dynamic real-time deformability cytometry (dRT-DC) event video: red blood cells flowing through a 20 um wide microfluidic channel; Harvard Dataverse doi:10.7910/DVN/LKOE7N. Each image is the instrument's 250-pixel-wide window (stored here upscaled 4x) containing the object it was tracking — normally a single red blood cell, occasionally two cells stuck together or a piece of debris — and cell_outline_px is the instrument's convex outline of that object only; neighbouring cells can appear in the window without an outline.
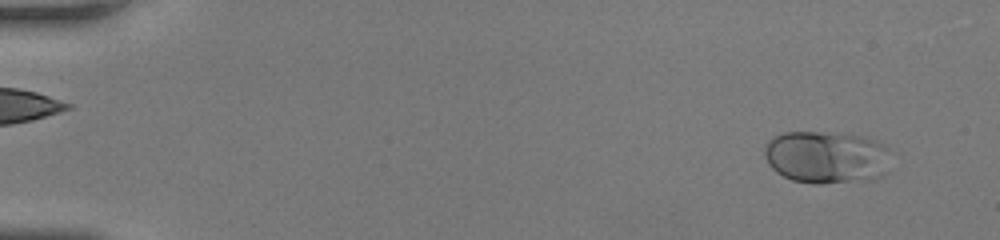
{"species": "human", "species_latin": "Homo sapiens", "temperature_condition": "room temperature", "stored_images_in_passage": 51, "camera_frame_rate_fps": 3000, "um_per_image_px": 0.085, "donor": {"sex": "female"}, "frame": {"image": 1, "passage_image": 4, "time_ms": 1.0, "image_size_px": [1000, 240], "cell_outline_px": [[888, 148], [884, 176], [872, 180], [820, 184], [816, 184], [792, 180], [776, 172], [772, 168], [764, 156], [764, 148], [768, 140], [784, 132], [820, 132], [860, 136], [884, 144]], "centroid_in_image_um": [70.21, 13.38], "position_along_channel_um": 14.8, "area_um2": 38.55}}
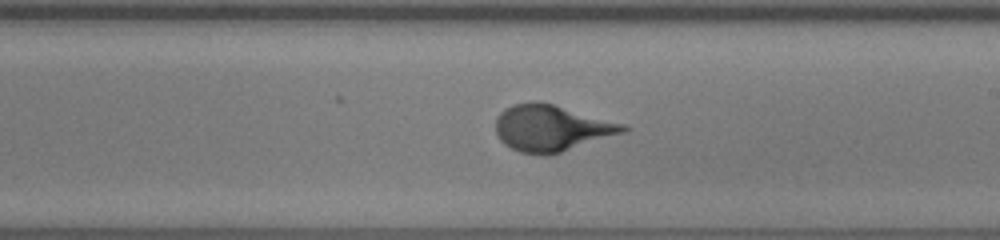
{"frame": {"image": 2, "passage_image": 31, "time_ms": 10.0, "image_size_px": [1000, 240], "cell_outline_px": [[632, 128], [624, 132], [560, 152], [544, 156], [520, 152], [504, 144], [500, 140], [496, 132], [496, 116], [504, 108], [512, 104], [536, 100], [552, 104], [628, 124]], "centroid_in_image_um": [46.87, 10.87], "position_along_channel_um": 242.1, "area_um2": 34.51}}
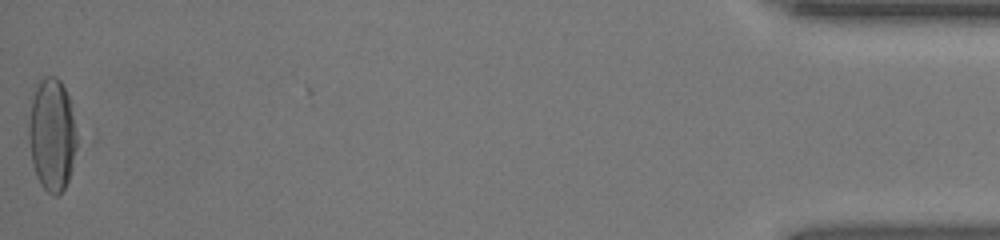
{"frame": {"image": 3, "passage_image": 51, "time_ms": 16.667, "image_size_px": [1000, 240], "cell_outline_px": [[76, 148], [72, 168], [68, 180], [64, 188], [56, 196], [52, 196], [40, 184], [36, 176], [32, 160], [28, 132], [28, 124], [32, 100], [36, 88], [40, 80], [44, 76], [56, 76], [60, 80], [72, 104], [76, 136]], "centroid_in_image_um": [4.42, 11.45], "position_along_channel_um": 430.8, "area_um2": 31.5}}